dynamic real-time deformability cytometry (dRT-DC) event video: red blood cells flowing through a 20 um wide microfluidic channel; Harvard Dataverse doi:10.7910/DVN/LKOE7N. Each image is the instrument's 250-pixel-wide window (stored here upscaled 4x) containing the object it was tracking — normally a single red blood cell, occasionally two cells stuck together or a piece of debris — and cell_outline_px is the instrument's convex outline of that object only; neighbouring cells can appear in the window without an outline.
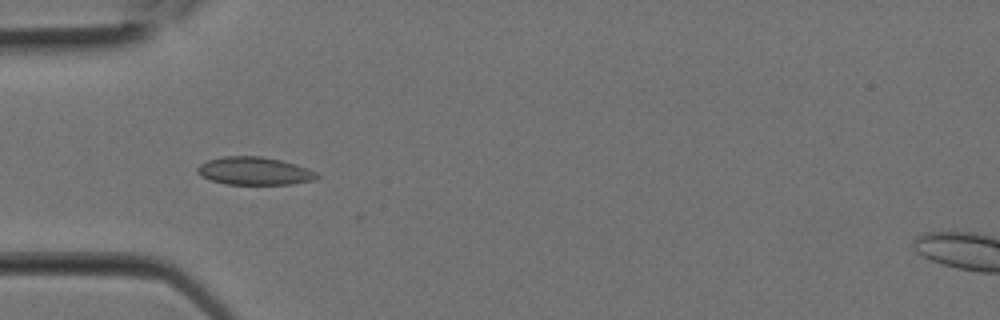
{"species": "Egyptian fruit bat (a non-hibernating species)", "species_latin": "Rousettus aegyptiacus", "temperature_condition": "room temperature", "stored_images_in_passage": 2, "camera_frame_rate_fps": 3000, "um_per_image_px": 0.085, "animal": {"sex": "female"}, "frame": {"image": 1, "passage_image": 2, "time_ms": 0.333, "image_size_px": [1000, 320], "cell_outline_px": [[320, 176], [316, 180], [292, 184], [224, 184], [200, 176], [196, 172], [196, 168], [200, 164], [208, 160], [224, 156], [260, 156], [280, 160], [296, 164], [308, 168], [316, 172]], "centroid_in_image_um": [21.63, 14.54], "position_along_channel_um": 63.4, "area_um2": 19.54}}